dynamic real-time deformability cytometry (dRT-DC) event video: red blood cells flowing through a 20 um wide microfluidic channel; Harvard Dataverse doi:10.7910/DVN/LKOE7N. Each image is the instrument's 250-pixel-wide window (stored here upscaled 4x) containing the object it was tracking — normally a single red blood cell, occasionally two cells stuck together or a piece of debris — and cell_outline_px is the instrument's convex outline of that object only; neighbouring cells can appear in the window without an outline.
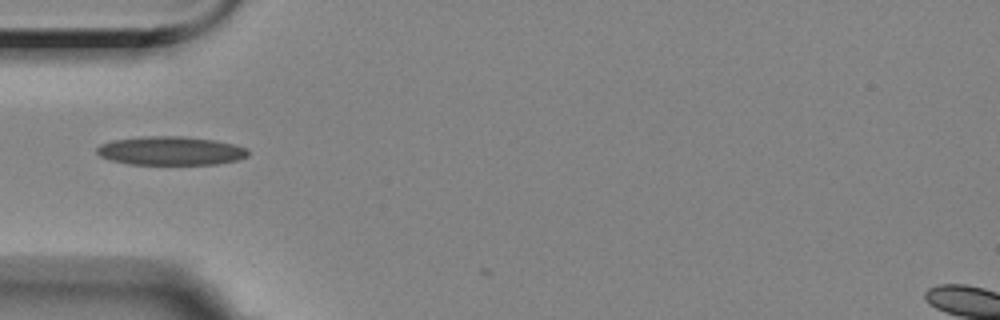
{"species": "Egyptian fruit bat (a non-hibernating species)", "species_latin": "Rousettus aegyptiacus", "temperature_condition": "room temperature", "stored_images_in_passage": 11, "camera_frame_rate_fps": 3000, "um_per_image_px": 0.085, "animal": {"sex": "female"}, "frame": {"image": 1, "passage_image": 1, "time_ms": 0.0, "image_size_px": [1000, 320], "cell_outline_px": [[248, 156], [236, 160], [216, 164], [128, 164], [112, 160], [100, 156], [96, 152], [96, 148], [100, 144], [112, 140], [144, 136], [184, 136], [216, 140], [232, 144], [244, 148], [248, 152]], "centroid_in_image_um": [14.47, 12.81], "position_along_channel_um": 70.5, "area_um2": 25.2}}
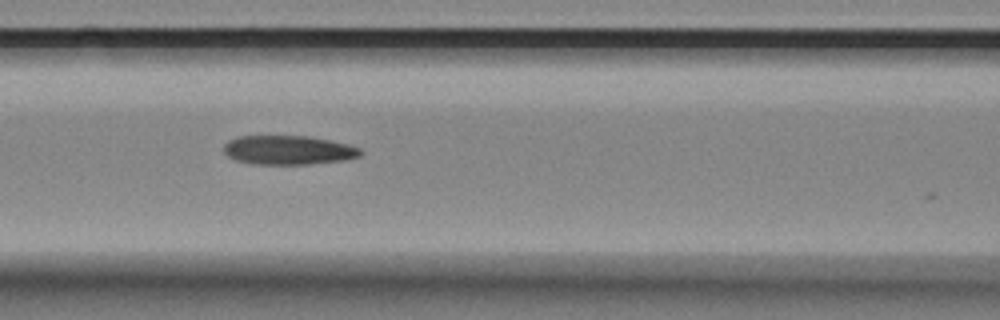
{"frame": {"image": 2, "passage_image": 7, "time_ms": 2.0, "image_size_px": [1000, 320], "cell_outline_px": [[364, 152], [360, 156], [344, 160], [308, 164], [256, 164], [236, 160], [228, 156], [224, 152], [224, 144], [228, 140], [240, 136], [308, 136], [348, 144], [360, 148]], "centroid_in_image_um": [24.52, 12.75], "position_along_channel_um": 142.1, "area_um2": 23.12}}
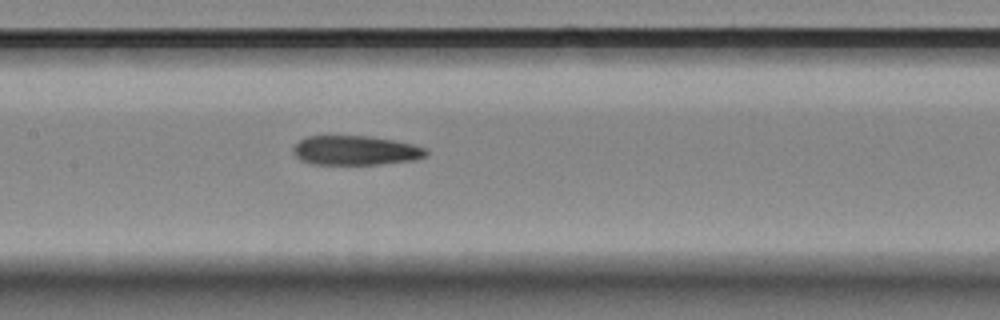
{"frame": {"image": 3, "passage_image": 10, "time_ms": 3.0, "image_size_px": [1000, 320], "cell_outline_px": [[428, 152], [424, 156], [416, 160], [380, 164], [312, 164], [300, 160], [292, 152], [292, 148], [300, 140], [308, 136], [368, 136], [392, 140], [412, 144], [424, 148]], "centroid_in_image_um": [30.19, 12.79], "position_along_channel_um": 177.2, "area_um2": 22.66}}